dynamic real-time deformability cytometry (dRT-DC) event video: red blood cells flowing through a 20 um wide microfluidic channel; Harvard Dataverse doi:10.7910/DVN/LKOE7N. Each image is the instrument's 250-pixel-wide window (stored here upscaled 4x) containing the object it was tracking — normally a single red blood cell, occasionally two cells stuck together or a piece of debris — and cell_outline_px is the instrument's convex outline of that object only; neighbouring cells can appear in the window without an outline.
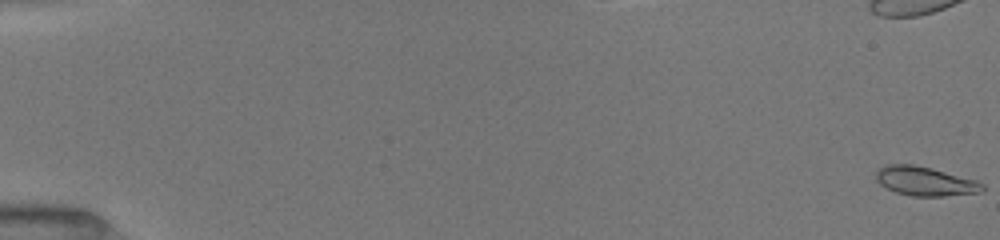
{"species": "common noctule bat (a hibernating species)", "species_latin": "Nyctalus noctula", "temperature_condition": "room temperature", "stored_images_in_passage": 52, "camera_frame_rate_fps": 3000, "um_per_image_px": 0.085, "animal": {"sex": "female", "body_mass_g": 19.5, "forearm_length_mm": 54.1}, "frame": {"image": 1, "passage_image": 1, "time_ms": 0.0, "image_size_px": [1000, 240], "cell_outline_px": [[984, 192], [944, 196], [912, 196], [896, 192], [880, 184], [876, 180], [876, 172], [884, 164], [912, 164], [932, 168], [976, 180], [984, 184]], "centroid_in_image_um": [78.65, 15.4], "position_along_channel_um": 6.3, "area_um2": 18.09}}